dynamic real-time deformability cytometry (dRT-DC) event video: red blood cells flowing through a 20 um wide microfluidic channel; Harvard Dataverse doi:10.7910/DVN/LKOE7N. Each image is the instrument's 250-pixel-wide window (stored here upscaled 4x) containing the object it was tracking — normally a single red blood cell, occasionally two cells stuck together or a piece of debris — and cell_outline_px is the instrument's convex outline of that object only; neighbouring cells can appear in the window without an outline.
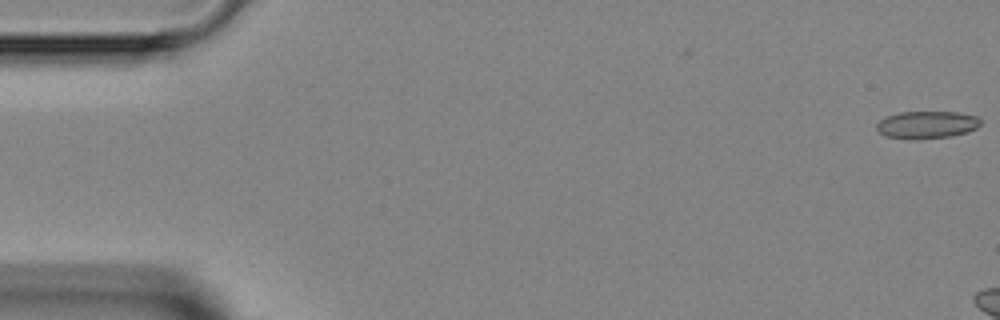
{"species": "Egyptian fruit bat (a non-hibernating species)", "species_latin": "Rousettus aegyptiacus", "temperature_condition": "room temperature", "stored_images_in_passage": 6, "camera_frame_rate_fps": 3000, "um_per_image_px": 0.085, "animal": {"sex": "female"}, "frame": {"image": 1, "passage_image": 1, "time_ms": 0.0, "image_size_px": [1000, 320], "cell_outline_px": [[980, 124], [976, 128], [968, 132], [952, 136], [916, 140], [908, 140], [884, 136], [876, 128], [876, 124], [884, 116], [900, 112], [956, 112], [976, 116], [980, 120]], "centroid_in_image_um": [78.73, 10.62], "position_along_channel_um": 6.3, "area_um2": 16.88}}
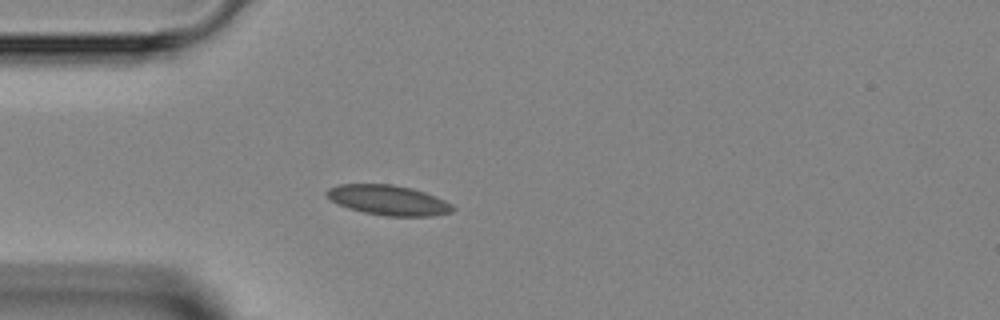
{"frame": {"image": 2, "passage_image": 6, "time_ms": 5.667, "image_size_px": [1000, 320], "cell_outline_px": [[456, 208], [452, 212], [432, 216], [388, 216], [364, 212], [348, 208], [332, 200], [324, 192], [328, 188], [340, 184], [392, 184], [412, 188], [436, 196], [452, 204]], "centroid_in_image_um": [33.04, 17.01], "position_along_channel_um": 52.0, "area_um2": 21.96}}